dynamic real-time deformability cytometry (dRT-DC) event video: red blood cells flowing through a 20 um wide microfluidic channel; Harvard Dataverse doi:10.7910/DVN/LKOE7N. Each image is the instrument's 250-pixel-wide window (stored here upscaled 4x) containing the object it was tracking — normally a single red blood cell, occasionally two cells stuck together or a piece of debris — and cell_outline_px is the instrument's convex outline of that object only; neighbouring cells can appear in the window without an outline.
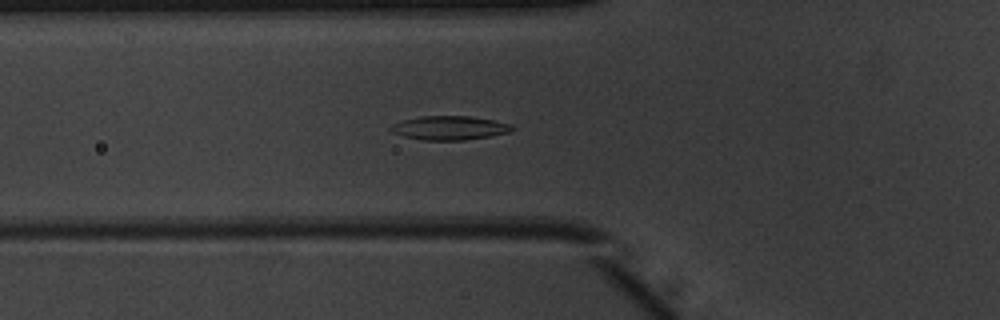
{"species": "common noctule bat (a hibernating species)", "species_latin": "Nyctalus noctula", "temperature_condition": "warm", "stored_images_in_passage": 39, "camera_frame_rate_fps": 3000, "um_per_image_px": 0.085, "animal": {"sex": "male", "body_mass_g": 20.1, "forearm_length_mm": 53.5}, "frame": {"image": 1, "passage_image": 11, "time_ms": 3.333, "image_size_px": [1000, 320], "cell_outline_px": [[516, 128], [508, 132], [492, 136], [464, 140], [424, 140], [404, 136], [392, 132], [388, 128], [392, 124], [404, 120], [420, 116], [468, 116], [492, 120], [512, 124]], "centroid_in_image_um": [38.22, 10.87], "position_along_channel_um": 87.6, "area_um2": 16.88}}
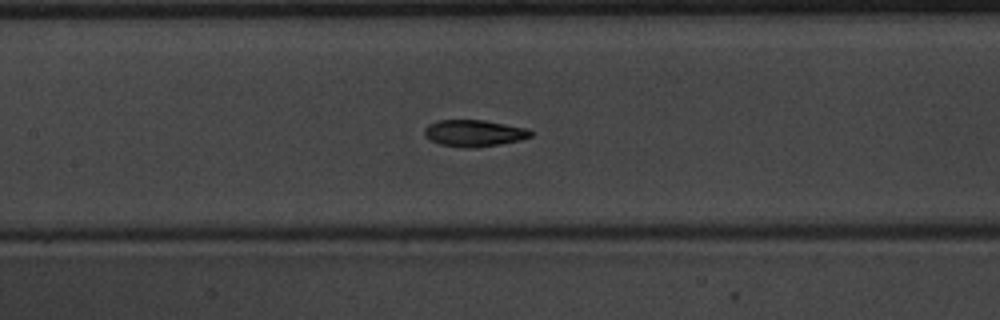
{"frame": {"image": 2, "passage_image": 17, "time_ms": 5.333, "image_size_px": [1000, 320], "cell_outline_px": [[536, 132], [532, 136], [520, 140], [500, 144], [476, 148], [464, 148], [440, 144], [424, 136], [424, 128], [428, 124], [436, 120], [484, 120], [528, 128]], "centroid_in_image_um": [40.32, 11.31], "position_along_channel_um": 167.1, "area_um2": 16.76}}
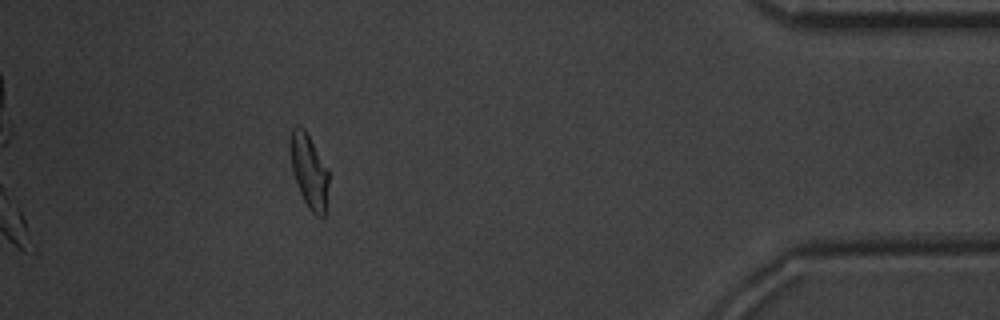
{"frame": {"image": 3, "passage_image": 39, "time_ms": 12.667, "image_size_px": [1000, 320], "cell_outline_px": [[328, 184], [324, 216], [316, 216], [308, 208], [300, 192], [292, 172], [288, 148], [288, 140], [292, 128], [296, 124], [300, 124], [304, 128], [328, 168]], "centroid_in_image_um": [26.22, 14.46], "position_along_channel_um": 409.0, "area_um2": 16.82}, "authors_computed_cell_mechanics": {"area_um2": 16.762, "velocity_mm_per_s": 3.9199, "shape_relaxation_time_tau1_ms": 3.2495, "shape_relaxation_time_tau2_ms": 1.5751, "deformation_change_tau1": 0.1463, "deformation_change_tau2": 0.0665}}